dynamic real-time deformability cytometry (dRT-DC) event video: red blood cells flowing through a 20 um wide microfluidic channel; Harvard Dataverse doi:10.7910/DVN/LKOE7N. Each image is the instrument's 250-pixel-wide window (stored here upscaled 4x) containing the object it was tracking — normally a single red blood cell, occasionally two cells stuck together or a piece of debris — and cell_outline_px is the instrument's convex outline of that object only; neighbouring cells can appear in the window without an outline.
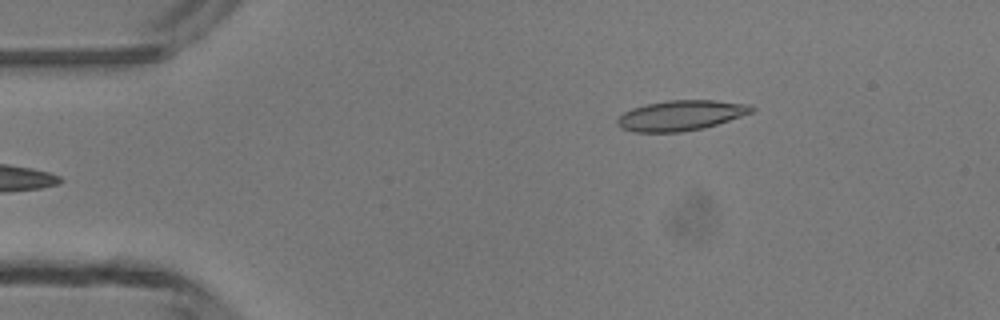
{"species": "common noctule bat (a hibernating species)", "species_latin": "Nyctalus noctula", "temperature_condition": "room temperature", "stored_images_in_passage": 5, "camera_frame_rate_fps": 3000, "um_per_image_px": 0.085, "animal": {"sex": "male", "body_mass_g": 13.3}, "frame": {"image": 1, "passage_image": 5, "time_ms": 5.0, "image_size_px": [1000, 320], "cell_outline_px": [[756, 108], [752, 112], [716, 124], [700, 128], [680, 132], [636, 132], [620, 128], [616, 124], [616, 120], [624, 112], [632, 108], [648, 104], [668, 100], [712, 100], [748, 104]], "centroid_in_image_um": [57.83, 9.81], "position_along_channel_um": 27.2, "area_um2": 23.35}}